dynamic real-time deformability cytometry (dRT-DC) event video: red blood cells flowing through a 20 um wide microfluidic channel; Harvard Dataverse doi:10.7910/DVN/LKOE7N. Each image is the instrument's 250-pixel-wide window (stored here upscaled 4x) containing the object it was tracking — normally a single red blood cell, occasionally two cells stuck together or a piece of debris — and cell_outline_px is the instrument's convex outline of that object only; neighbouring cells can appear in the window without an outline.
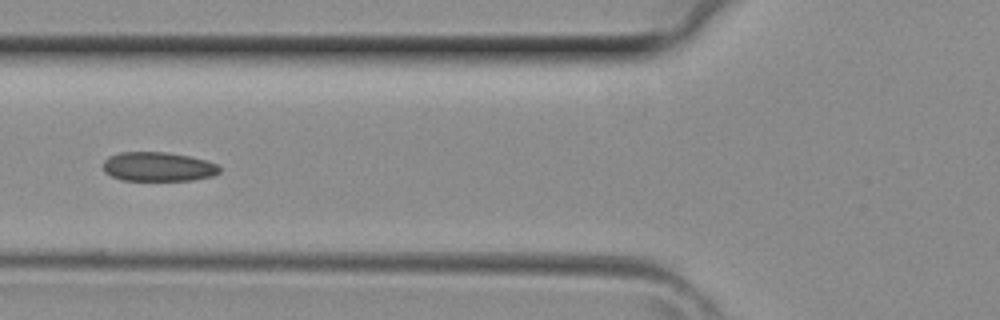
{"species": "common noctule bat (a hibernating species)", "species_latin": "Nyctalus noctula", "temperature_condition": "room temperature", "stored_images_in_passage": 3, "camera_frame_rate_fps": 3000, "um_per_image_px": 0.085, "animal": {"sex": "female", "body_mass_g": 29.2, "forearm_length_mm": 56.3}, "frame": {"image": 1, "passage_image": 3, "time_ms": 0.667, "image_size_px": [1000, 320], "cell_outline_px": [[220, 172], [212, 176], [192, 180], [120, 180], [104, 172], [104, 160], [108, 156], [120, 152], [164, 152], [192, 156], [216, 164], [220, 168]], "centroid_in_image_um": [13.42, 14.16], "position_along_channel_um": 112.4, "area_um2": 19.83}}